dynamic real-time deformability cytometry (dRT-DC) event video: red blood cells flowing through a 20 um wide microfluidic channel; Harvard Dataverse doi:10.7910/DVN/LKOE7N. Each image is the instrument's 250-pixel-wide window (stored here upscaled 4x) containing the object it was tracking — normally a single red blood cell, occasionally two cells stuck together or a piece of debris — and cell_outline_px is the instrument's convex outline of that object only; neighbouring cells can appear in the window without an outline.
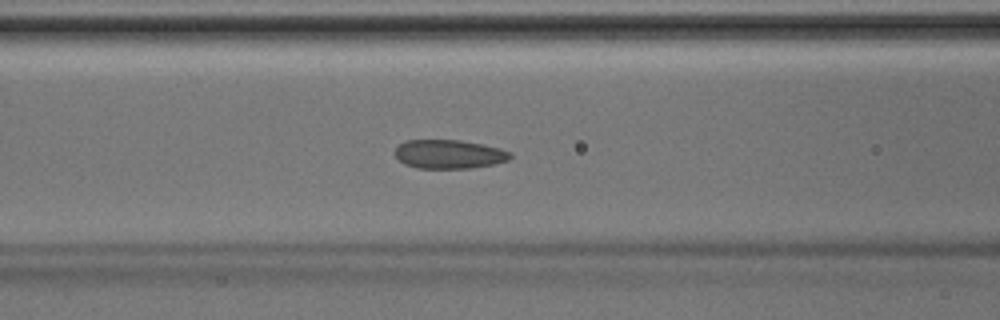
{"species": "Egyptian fruit bat (a non-hibernating species)", "species_latin": "Rousettus aegyptiacus", "temperature_condition": "room temperature", "stored_images_in_passage": 45, "camera_frame_rate_fps": 3000, "um_per_image_px": 0.085, "animal": {"sex": "male"}, "frame": {"image": 1, "passage_image": 18, "time_ms": 5.667, "image_size_px": [1000, 320], "cell_outline_px": [[512, 156], [508, 160], [496, 164], [472, 168], [416, 168], [404, 164], [396, 156], [396, 148], [404, 140], [460, 140], [484, 144], [500, 148], [512, 152]], "centroid_in_image_um": [38.21, 13.1], "position_along_channel_um": 128.4, "area_um2": 19.54}}
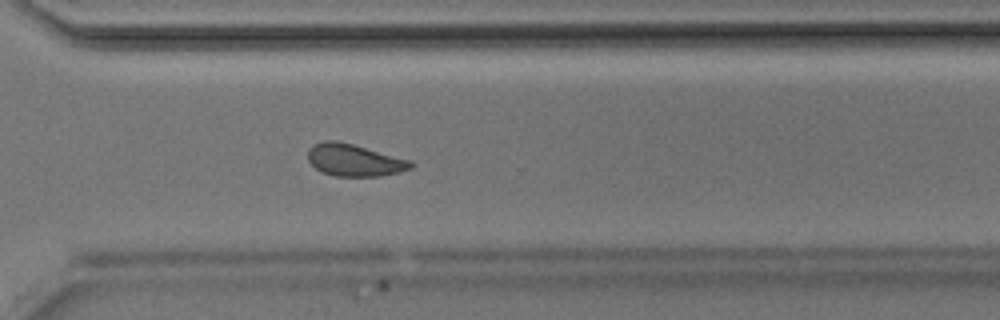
{"frame": {"image": 2, "passage_image": 32, "time_ms": 10.333, "image_size_px": [1000, 320], "cell_outline_px": [[416, 164], [412, 168], [400, 172], [380, 176], [336, 176], [320, 172], [308, 160], [308, 148], [312, 144], [324, 140], [336, 140], [352, 144], [412, 160]], "centroid_in_image_um": [30.13, 13.61], "position_along_channel_um": 340.5, "area_um2": 19.48}}
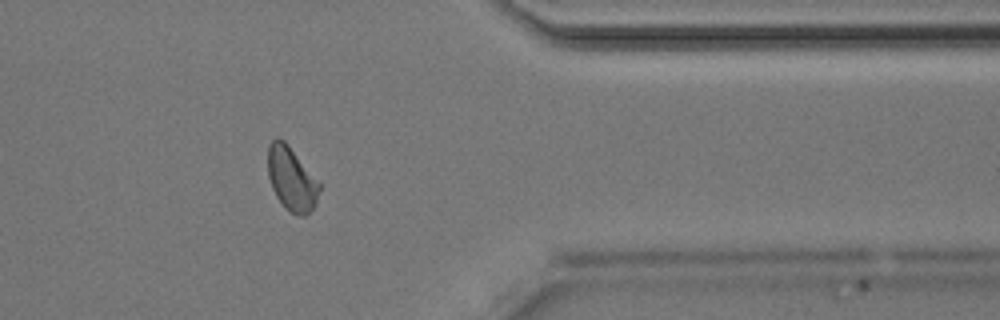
{"frame": {"image": 3, "passage_image": 36, "time_ms": 11.667, "image_size_px": [1000, 320], "cell_outline_px": [[320, 188], [316, 204], [304, 216], [300, 216], [284, 208], [276, 196], [272, 188], [268, 176], [268, 144], [276, 136], [284, 140], [288, 144], [320, 184]], "centroid_in_image_um": [24.75, 15.19], "position_along_channel_um": 386.6, "area_um2": 19.02}}